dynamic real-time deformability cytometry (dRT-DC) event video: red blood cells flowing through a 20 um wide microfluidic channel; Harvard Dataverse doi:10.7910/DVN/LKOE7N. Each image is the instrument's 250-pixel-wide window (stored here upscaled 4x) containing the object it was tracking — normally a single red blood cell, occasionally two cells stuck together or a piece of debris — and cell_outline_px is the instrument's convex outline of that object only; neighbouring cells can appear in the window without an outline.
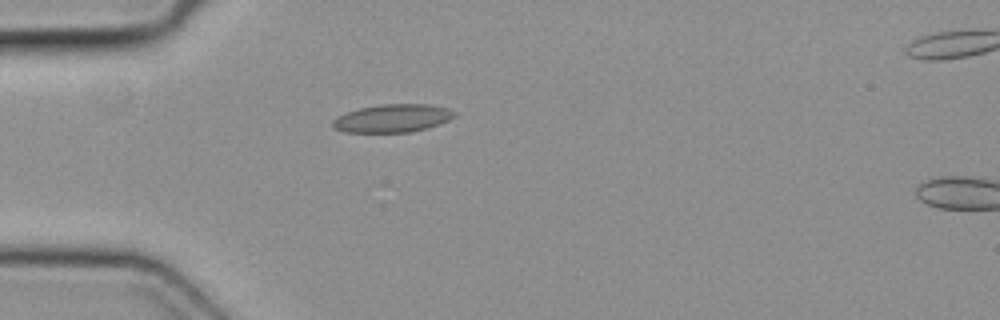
{"species": "common noctule bat (a hibernating species)", "species_latin": "Nyctalus noctula", "temperature_condition": "cold", "stored_images_in_passage": 3, "camera_frame_rate_fps": 3000, "um_per_image_px": 0.085, "animal": {"sex": "female", "body_mass_g": 19.3, "forearm_length_mm": 54.1}, "frame": {"image": 1, "passage_image": 1, "time_ms": 0.0, "image_size_px": [1000, 320], "cell_outline_px": [[456, 116], [440, 124], [428, 128], [412, 132], [344, 132], [336, 128], [332, 124], [332, 120], [336, 116], [360, 108], [380, 104], [432, 104], [448, 108], [456, 112]], "centroid_in_image_um": [33.41, 10.05], "position_along_channel_um": 51.6, "area_um2": 20.0}}